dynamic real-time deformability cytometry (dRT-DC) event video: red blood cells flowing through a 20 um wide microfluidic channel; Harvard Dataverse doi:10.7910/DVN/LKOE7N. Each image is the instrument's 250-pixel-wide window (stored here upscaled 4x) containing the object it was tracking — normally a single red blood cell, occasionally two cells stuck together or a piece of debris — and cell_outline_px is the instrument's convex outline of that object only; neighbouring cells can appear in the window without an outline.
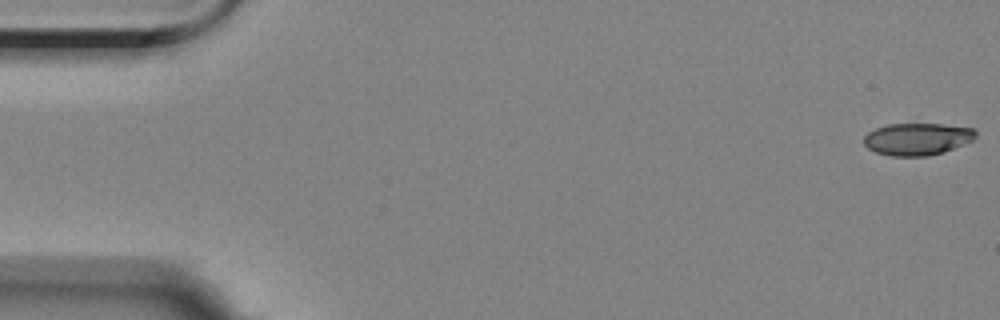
{"species": "Egyptian fruit bat (a non-hibernating species)", "species_latin": "Rousettus aegyptiacus", "temperature_condition": "room temperature", "stored_images_in_passage": 16, "camera_frame_rate_fps": 3000, "um_per_image_px": 0.085, "animal": {"sex": "female"}, "frame": {"image": 1, "passage_image": 1, "time_ms": 0.0, "image_size_px": [1000, 320], "cell_outline_px": [[976, 136], [972, 140], [964, 144], [944, 152], [928, 156], [892, 156], [876, 152], [868, 148], [864, 144], [864, 136], [868, 132], [876, 128], [888, 124], [944, 124], [976, 128]], "centroid_in_image_um": [77.99, 11.81], "position_along_channel_um": 7.0, "area_um2": 21.04}}